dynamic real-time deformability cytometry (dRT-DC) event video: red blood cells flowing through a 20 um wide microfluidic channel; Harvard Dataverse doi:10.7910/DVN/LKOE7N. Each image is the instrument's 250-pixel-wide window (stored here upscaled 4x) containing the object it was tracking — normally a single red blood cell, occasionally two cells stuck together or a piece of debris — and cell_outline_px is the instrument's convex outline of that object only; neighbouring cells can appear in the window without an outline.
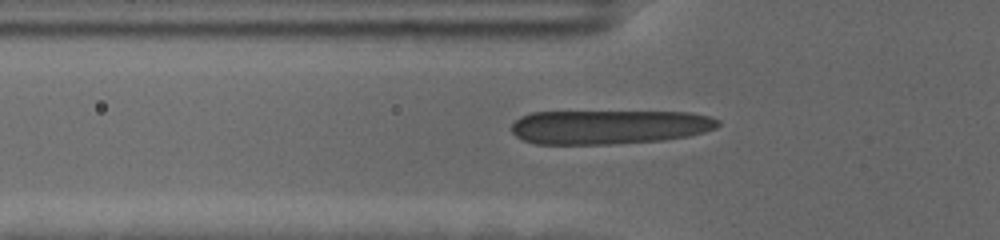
{"species": "human", "species_latin": "Homo sapiens", "temperature_condition": "cold", "stored_images_in_passage": 44, "camera_frame_rate_fps": 3000, "um_per_image_px": 0.085, "donor": {"sex": "female"}, "frame": {"image": 1, "passage_image": 11, "time_ms": 3.333, "image_size_px": [1000, 240], "cell_outline_px": [[720, 124], [716, 128], [704, 132], [688, 136], [664, 140], [608, 144], [536, 144], [524, 140], [516, 136], [512, 132], [512, 124], [520, 116], [532, 112], [688, 112], [708, 116], [720, 120]], "centroid_in_image_um": [51.77, 10.79], "position_along_channel_um": 74.0, "area_um2": 41.1}}
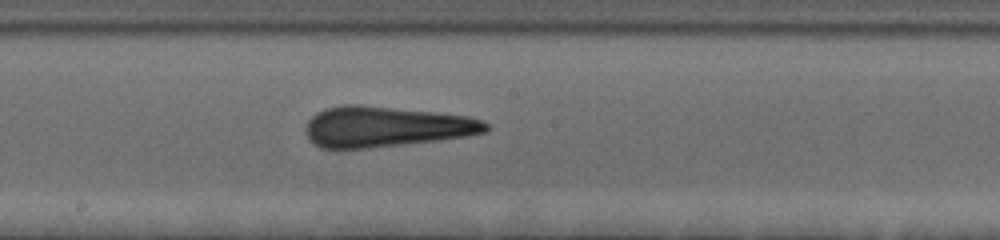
{"frame": {"image": 2, "passage_image": 23, "time_ms": 7.333, "image_size_px": [1000, 240], "cell_outline_px": [[492, 128], [488, 132], [468, 136], [436, 140], [336, 152], [320, 148], [312, 144], [308, 140], [308, 120], [316, 112], [324, 108], [344, 104], [360, 104], [436, 112], [468, 116], [480, 120], [488, 124]], "centroid_in_image_um": [32.74, 10.79], "position_along_channel_um": 215.5, "area_um2": 43.41}}
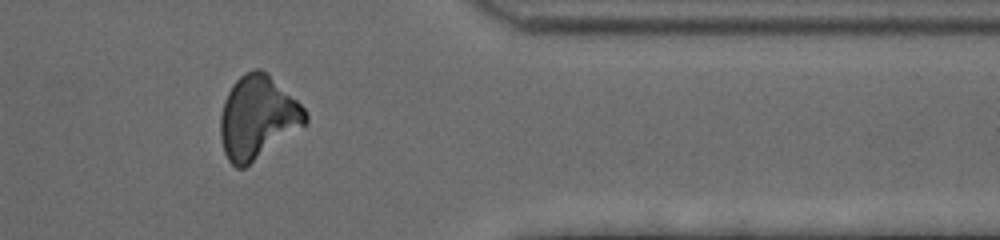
{"frame": {"image": 3, "passage_image": 39, "time_ms": 12.667, "image_size_px": [1000, 240], "cell_outline_px": [[308, 120], [304, 124], [244, 168], [236, 168], [228, 160], [224, 152], [220, 140], [220, 116], [224, 100], [228, 92], [236, 80], [244, 72], [256, 68], [260, 68], [268, 72], [304, 108], [308, 116]], "centroid_in_image_um": [21.86, 9.95], "position_along_channel_um": 389.5, "area_um2": 40.75}}